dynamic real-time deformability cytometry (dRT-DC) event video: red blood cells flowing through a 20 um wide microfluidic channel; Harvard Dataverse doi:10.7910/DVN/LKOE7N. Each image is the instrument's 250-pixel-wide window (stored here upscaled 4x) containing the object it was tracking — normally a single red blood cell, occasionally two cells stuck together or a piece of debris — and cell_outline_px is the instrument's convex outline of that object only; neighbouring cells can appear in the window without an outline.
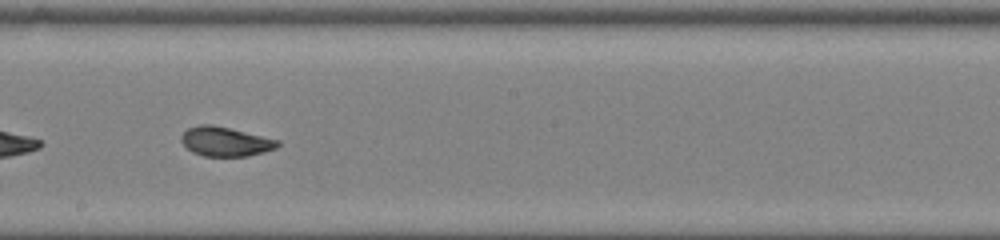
{"species": "common noctule bat (a hibernating species)", "species_latin": "Nyctalus noctula", "temperature_condition": "room temperature", "stored_images_in_passage": 36, "camera_frame_rate_fps": 3000, "um_per_image_px": 0.085, "animal": {"sex": "female", "body_mass_g": 22.0, "forearm_length_mm": 56.7}, "frame": {"image": 1, "passage_image": 16, "time_ms": 5.0, "image_size_px": [1000, 240], "cell_outline_px": [[280, 144], [276, 148], [264, 152], [248, 156], [204, 156], [192, 152], [180, 140], [180, 136], [188, 128], [200, 124], [212, 124], [280, 140]], "centroid_in_image_um": [19.16, 12.03], "position_along_channel_um": 229.0, "area_um2": 16.47}}
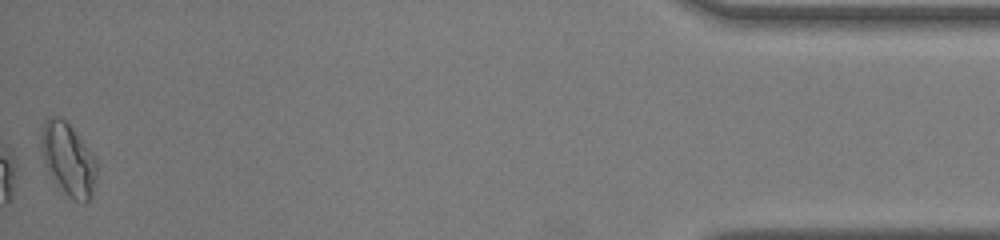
{"frame": {"image": 2, "passage_image": 36, "time_ms": 11.667, "image_size_px": [1000, 240], "cell_outline_px": [[96, 176], [92, 196], [84, 204], [72, 200], [68, 196], [48, 172], [44, 164], [40, 144], [40, 140], [44, 120], [52, 116], [60, 116], [72, 128], [96, 160]], "centroid_in_image_um": [5.78, 13.56], "position_along_channel_um": 429.4, "area_um2": 23.24}, "authors_computed_cell_mechanics": {"area_um2": 16.8198, "velocity_mm_per_s": 4.036, "shape_relaxation_time_tau1_ms": 4.5405, "shape_relaxation_time_tau2_ms": 0.9704, "deformation_change_tau1": 0.1523, "deformation_change_tau2": 0.0582}}